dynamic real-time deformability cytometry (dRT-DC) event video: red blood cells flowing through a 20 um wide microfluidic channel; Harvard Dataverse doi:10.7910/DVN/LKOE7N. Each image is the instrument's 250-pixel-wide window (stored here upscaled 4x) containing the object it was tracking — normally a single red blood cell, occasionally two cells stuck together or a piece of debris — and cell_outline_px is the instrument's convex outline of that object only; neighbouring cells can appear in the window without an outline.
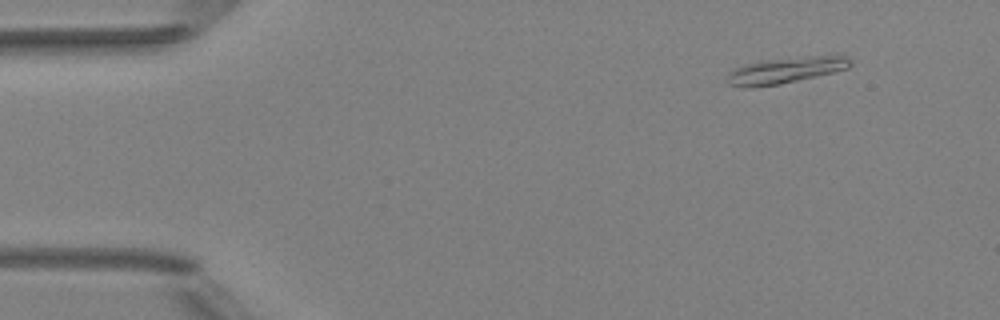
{"species": "Egyptian fruit bat (a non-hibernating species)", "species_latin": "Rousettus aegyptiacus", "temperature_condition": "room temperature", "stored_images_in_passage": 4, "camera_frame_rate_fps": 3000, "um_per_image_px": 0.085, "animal": {"sex": "female"}, "frame": {"image": 1, "passage_image": 2, "time_ms": 1.0, "image_size_px": [1000, 320], "cell_outline_px": [[852, 64], [848, 68], [816, 76], [780, 84], [752, 88], [744, 88], [728, 84], [728, 72], [732, 68], [744, 64], [760, 60], [832, 52], [844, 52], [852, 60]], "centroid_in_image_um": [66.88, 5.9], "position_along_channel_um": 18.1, "area_um2": 20.0}}